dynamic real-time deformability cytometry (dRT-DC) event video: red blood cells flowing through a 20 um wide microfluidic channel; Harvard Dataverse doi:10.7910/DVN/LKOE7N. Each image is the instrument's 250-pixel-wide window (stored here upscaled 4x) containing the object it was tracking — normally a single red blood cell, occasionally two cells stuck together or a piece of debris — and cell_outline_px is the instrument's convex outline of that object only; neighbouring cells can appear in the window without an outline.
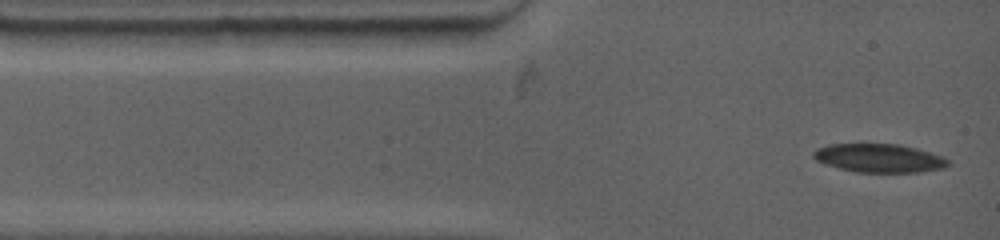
{"species": "common noctule bat (a hibernating species)", "species_latin": "Nyctalus noctula", "temperature_condition": "warm", "stored_images_in_passage": 15, "camera_frame_rate_fps": 4500, "um_per_image_px": 0.085, "animal": {"sex": "female", "body_mass_g": 19.0, "forearm_length_mm": 53.3}, "frame": {"image": 1, "passage_image": 1, "time_ms": 0.0, "image_size_px": [1000, 240], "cell_outline_px": [[948, 164], [944, 168], [916, 172], [856, 172], [824, 164], [816, 160], [812, 156], [812, 152], [816, 148], [828, 144], [900, 144], [916, 148], [944, 156], [948, 160]], "centroid_in_image_um": [74.7, 13.43], "position_along_channel_um": 10.3, "area_um2": 22.43}}
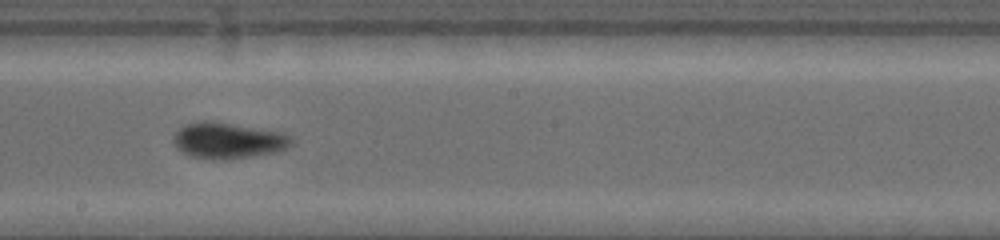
{"frame": {"image": 2, "passage_image": 7, "time_ms": 6.667, "image_size_px": [1000, 240], "cell_outline_px": [[296, 140], [288, 148], [276, 152], [228, 160], [192, 156], [180, 152], [176, 148], [172, 140], [172, 136], [184, 124], [204, 120], [212, 120], [284, 132]], "centroid_in_image_um": [19.4, 11.93], "position_along_channel_um": 228.8, "area_um2": 25.2}}
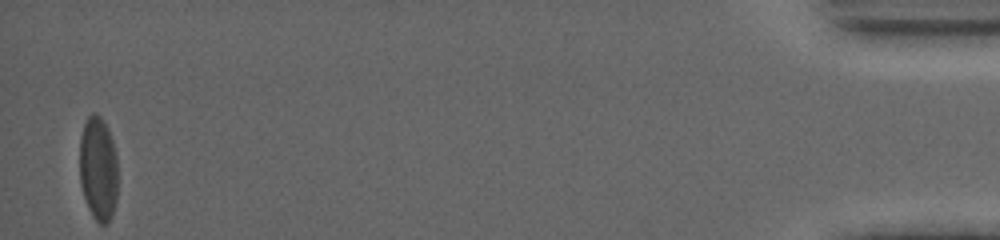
{"frame": {"image": 3, "passage_image": 15, "time_ms": 15.778, "image_size_px": [1000, 240], "cell_outline_px": [[116, 200], [112, 216], [108, 224], [100, 224], [92, 216], [88, 208], [80, 184], [80, 140], [84, 124], [88, 116], [92, 112], [100, 116], [108, 128], [112, 140], [116, 156]], "centroid_in_image_um": [8.34, 14.35], "position_along_channel_um": 426.9, "area_um2": 23.12}, "authors_computed_cell_mechanics": {"area_um2": 23.3512, "velocity_mm_per_s": 3.7933, "shape_relaxation_time_tau1_ms": null, "shape_relaxation_time_tau2_ms": 1.8349, "deformation_change_tau1": null, "deformation_change_tau2": 0.0487}}